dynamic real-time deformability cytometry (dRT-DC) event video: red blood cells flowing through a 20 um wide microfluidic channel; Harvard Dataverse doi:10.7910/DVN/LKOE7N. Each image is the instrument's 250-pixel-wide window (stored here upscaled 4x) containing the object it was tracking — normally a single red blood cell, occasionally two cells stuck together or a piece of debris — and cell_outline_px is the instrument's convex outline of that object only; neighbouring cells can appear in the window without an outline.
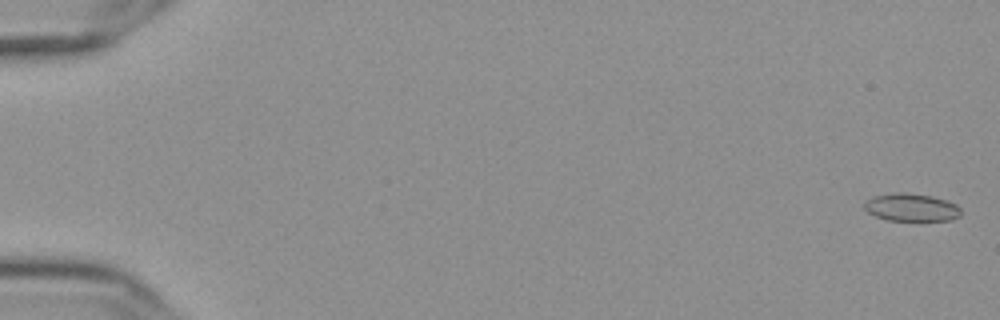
{"species": "Egyptian fruit bat (a non-hibernating species)", "species_latin": "Rousettus aegyptiacus", "temperature_condition": "cold", "stored_images_in_passage": 58, "camera_frame_rate_fps": 3000, "um_per_image_px": 0.085, "frame": {"image": 1, "passage_image": 2, "time_ms": 0.333, "image_size_px": [1000, 320], "cell_outline_px": [[960, 216], [952, 220], [888, 220], [876, 216], [868, 212], [864, 208], [864, 204], [872, 196], [892, 192], [904, 192], [932, 196], [948, 200], [956, 204], [960, 208]], "centroid_in_image_um": [77.47, 17.61], "position_along_channel_um": 7.5, "area_um2": 15.66}}
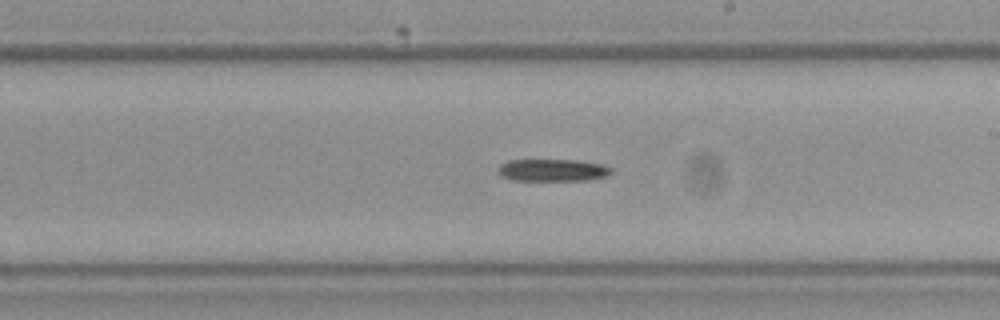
{"frame": {"image": 2, "passage_image": 35, "time_ms": 11.333, "image_size_px": [1000, 320], "cell_outline_px": [[612, 172], [608, 176], [584, 180], [512, 180], [500, 176], [500, 164], [508, 160], [572, 160], [604, 164], [612, 168]], "centroid_in_image_um": [47.0, 14.46], "position_along_channel_um": 242.0, "area_um2": 14.57}}
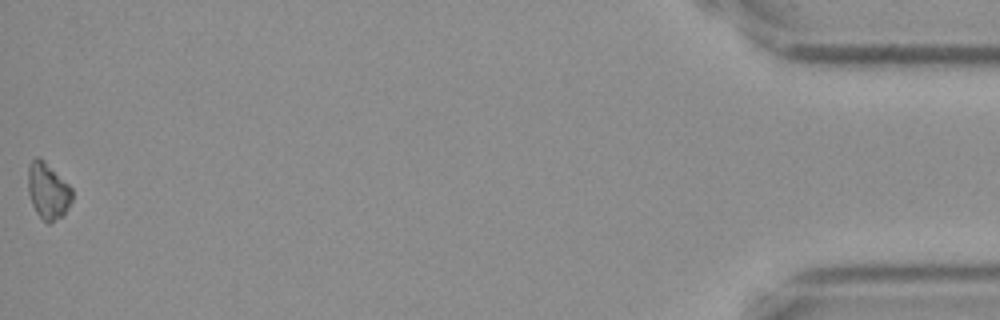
{"frame": {"image": 3, "passage_image": 58, "time_ms": 19.0, "image_size_px": [1000, 320], "cell_outline_px": [[72, 200], [64, 216], [48, 224], [36, 212], [32, 204], [28, 192], [28, 164], [36, 156], [40, 156], [72, 188]], "centroid_in_image_um": [4.07, 16.22], "position_along_channel_um": 431.1, "area_um2": 14.57}, "authors_computed_cell_mechanics": {"area_um2": 15.4904, "velocity_mm_per_s": 3.6306, "shape_relaxation_time_tau1_ms": 9.5193, "shape_relaxation_time_tau2_ms": null, "deformation_change_tau1": 0.1958, "deformation_change_tau2": null}}